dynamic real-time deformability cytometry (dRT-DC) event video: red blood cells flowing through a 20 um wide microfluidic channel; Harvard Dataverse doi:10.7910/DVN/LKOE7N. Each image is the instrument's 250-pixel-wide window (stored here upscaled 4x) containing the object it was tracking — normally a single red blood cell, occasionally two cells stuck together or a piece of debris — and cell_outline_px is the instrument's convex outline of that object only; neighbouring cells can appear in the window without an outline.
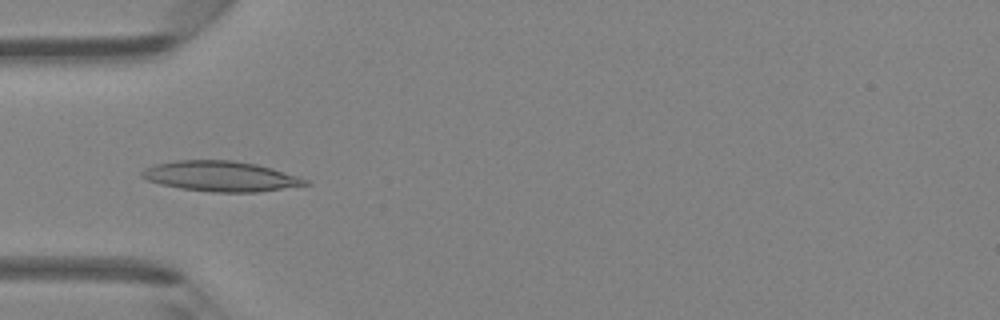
{"species": "Egyptian fruit bat (a non-hibernating species)", "species_latin": "Rousettus aegyptiacus", "temperature_condition": "room temperature", "stored_images_in_passage": 5, "camera_frame_rate_fps": 3000, "um_per_image_px": 0.085, "animal": {"sex": "female"}, "frame": {"image": 1, "passage_image": 5, "time_ms": 1.333, "image_size_px": [1000, 320], "cell_outline_px": [[312, 184], [256, 192], [212, 192], [180, 188], [160, 184], [148, 180], [140, 176], [140, 172], [144, 168], [156, 164], [176, 160], [232, 160], [256, 164], [272, 168], [300, 176], [308, 180]], "centroid_in_image_um": [18.77, 14.98], "position_along_channel_um": 66.2, "area_um2": 28.9}}